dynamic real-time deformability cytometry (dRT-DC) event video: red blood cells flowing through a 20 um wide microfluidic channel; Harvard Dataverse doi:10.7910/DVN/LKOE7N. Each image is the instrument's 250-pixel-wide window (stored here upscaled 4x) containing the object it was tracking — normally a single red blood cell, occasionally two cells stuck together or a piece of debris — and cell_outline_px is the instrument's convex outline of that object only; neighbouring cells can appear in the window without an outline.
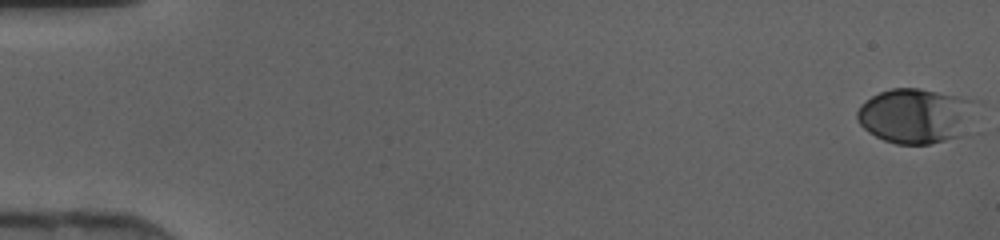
{"species": "human", "species_latin": "Homo sapiens", "temperature_condition": "cold", "stored_images_in_passage": 47, "camera_frame_rate_fps": 3000, "um_per_image_px": 0.085, "donor": {"sex": "female"}, "frame": {"image": 1, "passage_image": 1, "time_ms": 0.0, "image_size_px": [1000, 240], "cell_outline_px": [[976, 100], [960, 136], [928, 144], [896, 144], [884, 140], [868, 132], [856, 120], [856, 112], [860, 104], [872, 96], [880, 92], [892, 88], [920, 88]], "centroid_in_image_um": [77.73, 9.83], "position_along_channel_um": 7.3, "area_um2": 37.4}}
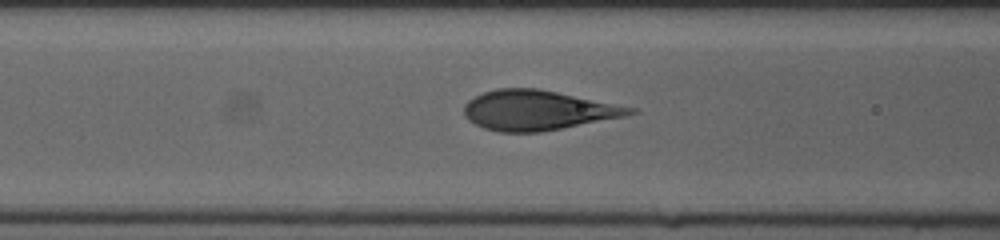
{"frame": {"image": 2, "passage_image": 20, "time_ms": 6.333, "image_size_px": [1000, 240], "cell_outline_px": [[640, 112], [624, 116], [540, 132], [500, 132], [484, 128], [468, 120], [464, 116], [464, 104], [468, 100], [484, 92], [496, 88], [536, 88], [636, 108]], "centroid_in_image_um": [45.66, 9.37], "position_along_channel_um": 120.9, "area_um2": 38.09}}
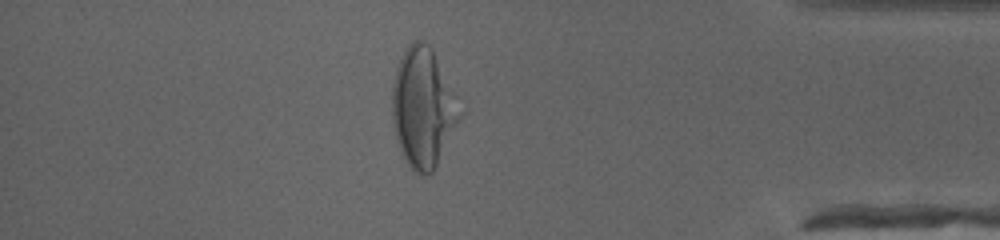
{"frame": {"image": 3, "passage_image": 41, "time_ms": 13.333, "image_size_px": [1000, 240], "cell_outline_px": [[460, 116], [432, 172], [428, 176], [424, 176], [416, 172], [404, 160], [396, 140], [392, 120], [392, 88], [396, 68], [408, 44], [412, 40], [420, 40], [428, 44], [432, 48], [456, 96], [460, 112]], "centroid_in_image_um": [35.91, 9.14], "position_along_channel_um": 399.3, "area_um2": 46.24}}